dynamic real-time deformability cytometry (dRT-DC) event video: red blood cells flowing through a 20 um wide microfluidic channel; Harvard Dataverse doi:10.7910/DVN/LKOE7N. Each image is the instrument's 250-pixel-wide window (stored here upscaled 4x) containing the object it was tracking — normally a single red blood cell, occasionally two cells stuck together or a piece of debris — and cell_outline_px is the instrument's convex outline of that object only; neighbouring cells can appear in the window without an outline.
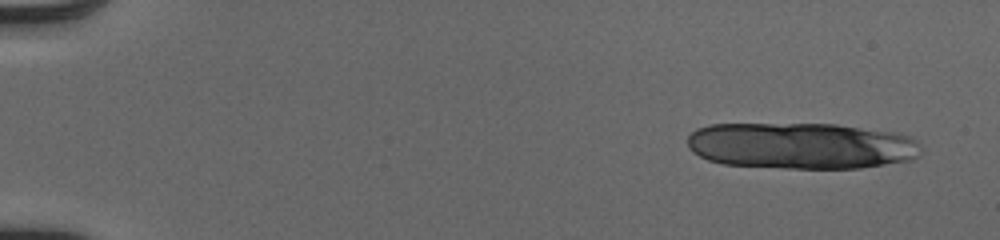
{"species": "human", "species_latin": "Homo sapiens", "temperature_condition": "cold", "stored_images_in_passage": 17, "camera_frame_rate_fps": 3000, "um_per_image_px": 0.085, "donor": {"sex": "male"}, "frame": {"image": 1, "passage_image": 3, "time_ms": 0.667, "image_size_px": [1000, 240], "cell_outline_px": [[920, 156], [908, 160], [860, 168], [784, 168], [724, 164], [708, 160], [692, 152], [688, 148], [688, 136], [696, 128], [708, 124], [836, 124], [896, 132], [908, 136], [916, 140], [920, 152]], "centroid_in_image_um": [68.07, 12.38], "position_along_channel_um": 16.9, "area_um2": 63.35}}